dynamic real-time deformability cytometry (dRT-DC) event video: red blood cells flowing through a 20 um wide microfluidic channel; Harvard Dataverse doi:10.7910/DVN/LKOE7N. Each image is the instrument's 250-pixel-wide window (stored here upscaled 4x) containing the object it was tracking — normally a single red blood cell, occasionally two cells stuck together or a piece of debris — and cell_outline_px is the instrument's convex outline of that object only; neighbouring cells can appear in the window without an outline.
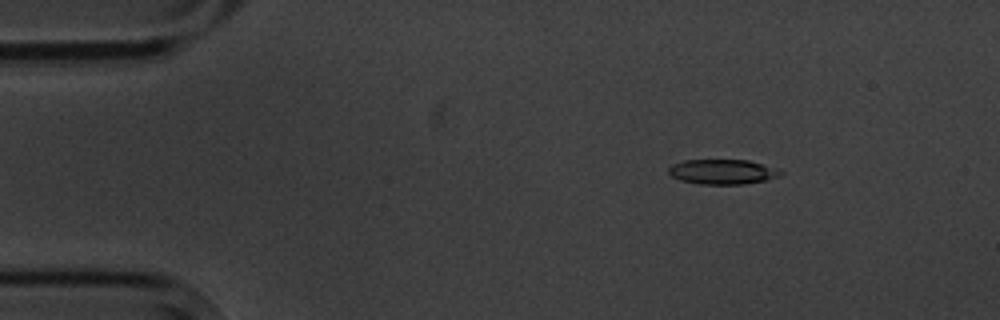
{"species": "common noctule bat (a hibernating species)", "species_latin": "Nyctalus noctula", "temperature_condition": "cold", "stored_images_in_passage": 3, "camera_frame_rate_fps": 3000, "um_per_image_px": 0.085, "animal": {"sex": "male", "body_mass_g": 20.1, "forearm_length_mm": 53.5}, "frame": {"image": 1, "passage_image": 1, "time_ms": 0.0, "image_size_px": [1000, 320], "cell_outline_px": [[784, 172], [780, 176], [768, 180], [744, 184], [700, 184], [680, 180], [672, 176], [668, 172], [668, 168], [672, 164], [684, 160], [748, 160]], "centroid_in_image_um": [61.39, 14.61], "position_along_channel_um": 23.6, "area_um2": 16.13}}
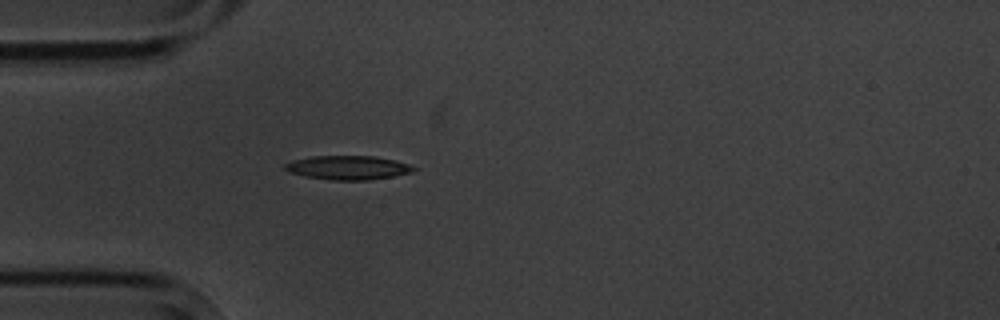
{"frame": {"image": 2, "passage_image": 3, "time_ms": 2.667, "image_size_px": [1000, 320], "cell_outline_px": [[416, 168], [412, 172], [392, 176], [368, 180], [332, 180], [304, 176], [288, 172], [284, 168], [284, 164], [292, 160], [312, 156], [376, 156], [396, 160], [408, 164]], "centroid_in_image_um": [29.55, 14.24], "position_along_channel_um": 55.5, "area_um2": 17.98}}